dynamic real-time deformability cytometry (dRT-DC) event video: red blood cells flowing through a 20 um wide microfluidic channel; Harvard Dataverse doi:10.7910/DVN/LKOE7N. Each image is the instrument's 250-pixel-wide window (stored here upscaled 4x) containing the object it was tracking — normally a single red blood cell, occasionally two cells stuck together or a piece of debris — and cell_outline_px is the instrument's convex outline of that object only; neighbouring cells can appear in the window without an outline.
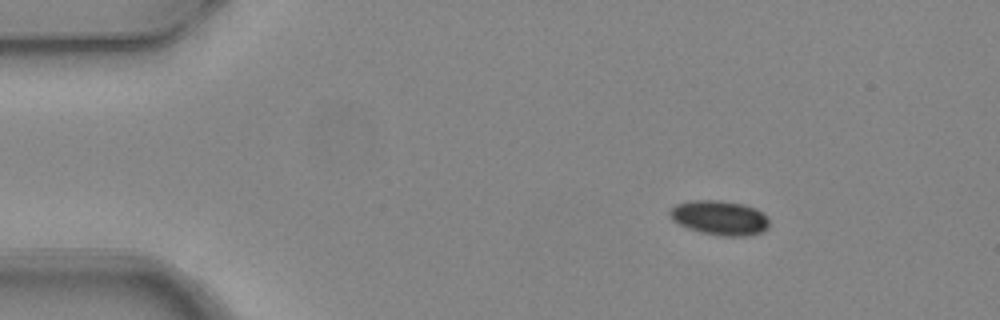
{"species": "common noctule bat (a hibernating species)", "species_latin": "Nyctalus noctula", "temperature_condition": "warm", "stored_images_in_passage": 3, "camera_frame_rate_fps": 3000, "um_per_image_px": 0.085, "animal": {"sex": "female", "body_mass_g": 24.6, "forearm_length_mm": 56.2}, "frame": {"image": 1, "passage_image": 1, "time_ms": 0.0, "image_size_px": [1000, 320], "cell_outline_px": [[768, 228], [764, 232], [748, 236], [720, 236], [700, 232], [688, 228], [672, 220], [668, 216], [668, 212], [676, 204], [692, 200], [720, 200], [744, 204], [756, 208], [768, 216]], "centroid_in_image_um": [61.19, 18.51], "position_along_channel_um": 23.8, "area_um2": 20.29}}